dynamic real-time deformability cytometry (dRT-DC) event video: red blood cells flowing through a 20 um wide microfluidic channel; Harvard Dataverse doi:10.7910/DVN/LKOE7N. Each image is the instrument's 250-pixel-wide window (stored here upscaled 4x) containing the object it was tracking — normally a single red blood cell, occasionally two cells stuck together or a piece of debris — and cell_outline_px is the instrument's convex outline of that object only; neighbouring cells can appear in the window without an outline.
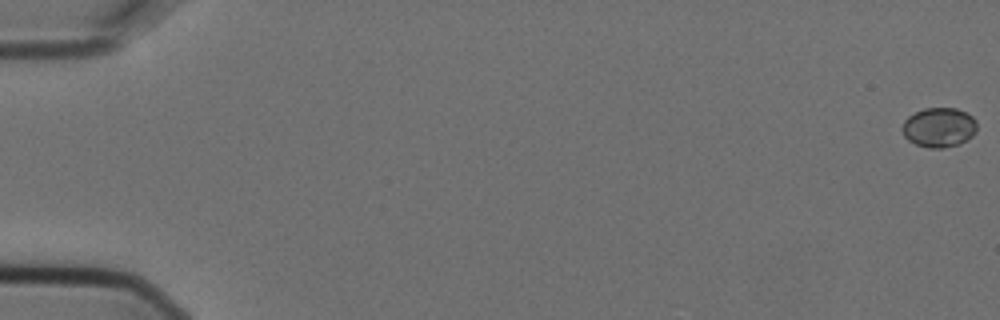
{"species": "Egyptian fruit bat (a non-hibernating species)", "species_latin": "Rousettus aegyptiacus", "temperature_condition": "cold", "stored_images_in_passage": 4, "camera_frame_rate_fps": 3000, "um_per_image_px": 0.085, "animal": {"sex": "female"}, "frame": {"image": 1, "passage_image": 1, "time_ms": 0.0, "image_size_px": [1000, 320], "cell_outline_px": [[976, 132], [972, 136], [960, 144], [944, 148], [928, 148], [916, 144], [908, 140], [904, 136], [900, 128], [904, 120], [908, 116], [924, 108], [956, 108], [972, 116], [976, 120]], "centroid_in_image_um": [79.8, 10.84], "position_along_channel_um": 5.2, "area_um2": 17.4}}